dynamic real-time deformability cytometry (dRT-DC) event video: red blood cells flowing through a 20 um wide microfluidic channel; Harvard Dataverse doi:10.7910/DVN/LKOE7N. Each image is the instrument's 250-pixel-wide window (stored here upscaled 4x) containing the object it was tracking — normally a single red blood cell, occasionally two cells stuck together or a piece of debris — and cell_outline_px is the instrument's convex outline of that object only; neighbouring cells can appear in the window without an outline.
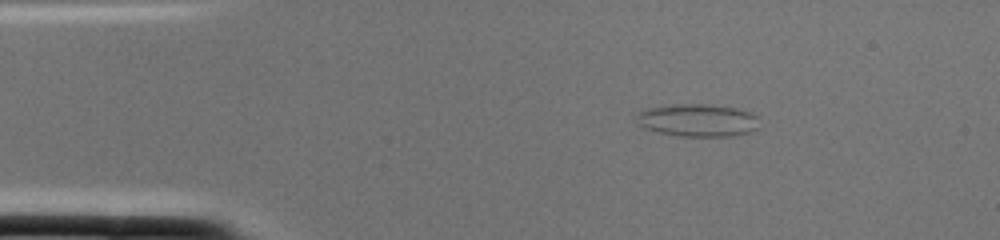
{"species": "common noctule bat (a hibernating species)", "species_latin": "Nyctalus noctula", "temperature_condition": "cold", "stored_images_in_passage": 2, "camera_frame_rate_fps": 3000, "um_per_image_px": 0.085, "animal": {"sex": "female", "body_mass_g": 22.0, "forearm_length_mm": 56.7}, "frame": {"image": 1, "passage_image": 2, "time_ms": 0.333, "image_size_px": [1000, 240], "cell_outline_px": [[756, 128], [752, 132], [732, 136], [680, 136], [660, 132], [644, 128], [636, 124], [632, 116], [648, 108], [672, 104], [708, 104], [736, 108], [748, 112], [756, 116]], "centroid_in_image_um": [59.22, 10.22], "position_along_channel_um": 25.8, "area_um2": 23.41}}